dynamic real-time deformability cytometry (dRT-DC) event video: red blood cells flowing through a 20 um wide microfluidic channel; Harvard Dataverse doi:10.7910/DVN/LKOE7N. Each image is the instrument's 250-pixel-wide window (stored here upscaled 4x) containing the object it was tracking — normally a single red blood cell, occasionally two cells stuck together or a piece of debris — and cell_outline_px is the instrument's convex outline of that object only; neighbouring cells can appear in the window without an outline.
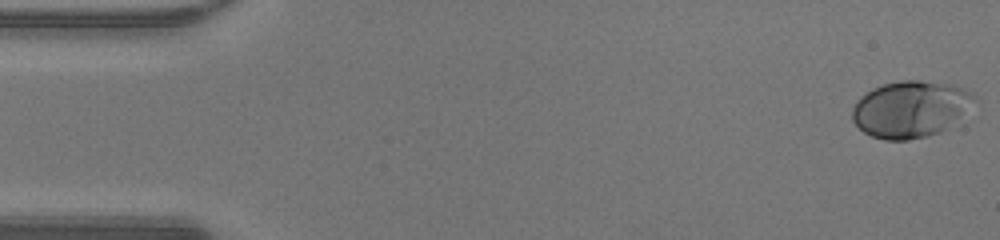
{"species": "human", "species_latin": "Homo sapiens", "temperature_condition": "warm", "stored_images_in_passage": 44, "camera_frame_rate_fps": 3000, "um_per_image_px": 0.085, "donor": {"sex": "male"}, "frame": {"image": 1, "passage_image": 1, "time_ms": 0.0, "image_size_px": [1000, 240], "cell_outline_px": [[980, 100], [964, 124], [928, 136], [908, 140], [884, 140], [872, 136], [864, 132], [852, 120], [852, 108], [856, 100], [860, 96], [872, 88], [884, 84], [900, 80], [920, 80], [952, 84], [976, 92], [980, 96]], "centroid_in_image_um": [77.59, 9.28], "position_along_channel_um": 7.4, "area_um2": 42.37}}
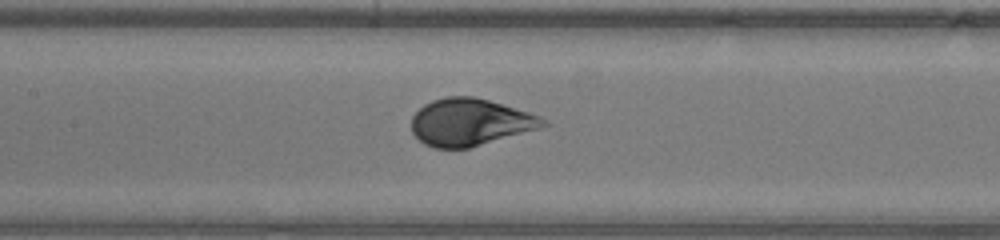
{"frame": {"image": 2, "passage_image": 22, "time_ms": 7.0, "image_size_px": [1000, 240], "cell_outline_px": [[548, 124], [540, 128], [468, 148], [432, 148], [424, 144], [412, 132], [412, 116], [424, 104], [432, 100], [444, 96], [472, 96], [488, 100], [528, 112], [540, 116], [548, 120]], "centroid_in_image_um": [39.94, 10.38], "position_along_channel_um": 167.5, "area_um2": 35.95}}
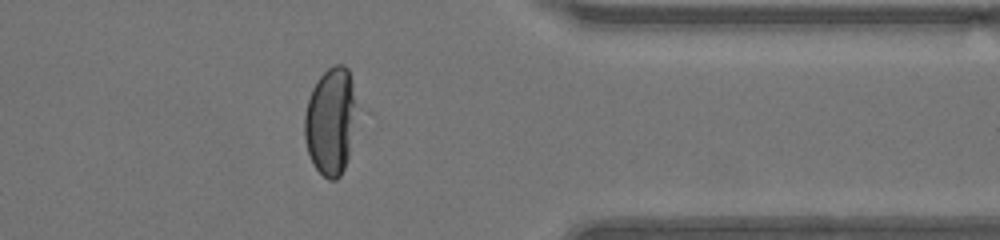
{"frame": {"image": 3, "passage_image": 38, "time_ms": 12.333, "image_size_px": [1000, 240], "cell_outline_px": [[356, 112], [348, 156], [344, 168], [340, 176], [336, 180], [328, 180], [312, 164], [308, 152], [304, 136], [304, 116], [308, 100], [312, 88], [320, 76], [332, 64], [344, 64], [348, 68], [352, 84]], "centroid_in_image_um": [28.08, 10.3], "position_along_channel_um": 383.3, "area_um2": 32.43}}